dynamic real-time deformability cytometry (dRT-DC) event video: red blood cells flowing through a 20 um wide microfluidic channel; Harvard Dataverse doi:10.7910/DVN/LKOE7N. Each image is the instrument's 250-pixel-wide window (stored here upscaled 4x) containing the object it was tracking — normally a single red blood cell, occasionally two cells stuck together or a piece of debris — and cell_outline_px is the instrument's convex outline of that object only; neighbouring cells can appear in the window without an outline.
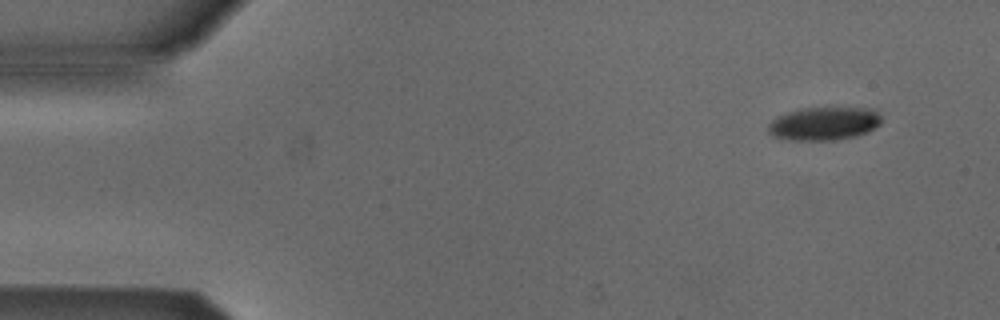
{"species": "Egyptian fruit bat (a non-hibernating species)", "species_latin": "Rousettus aegyptiacus", "temperature_condition": "cold", "stored_images_in_passage": 5, "segment_of_instrument_passage": [2, 2], "camera_frame_rate_fps": 3000, "um_per_image_px": 0.085, "animal": {"sex": "male"}, "frame": {"image": 1, "passage_image": 5, "time_ms": 4.667, "image_size_px": [1000, 320], "cell_outline_px": [[880, 124], [868, 132], [856, 136], [836, 140], [788, 140], [772, 136], [768, 132], [768, 124], [776, 116], [800, 108], [872, 108], [880, 112]], "centroid_in_image_um": [70.03, 10.51], "position_along_channel_um": 15.0, "area_um2": 22.14}}